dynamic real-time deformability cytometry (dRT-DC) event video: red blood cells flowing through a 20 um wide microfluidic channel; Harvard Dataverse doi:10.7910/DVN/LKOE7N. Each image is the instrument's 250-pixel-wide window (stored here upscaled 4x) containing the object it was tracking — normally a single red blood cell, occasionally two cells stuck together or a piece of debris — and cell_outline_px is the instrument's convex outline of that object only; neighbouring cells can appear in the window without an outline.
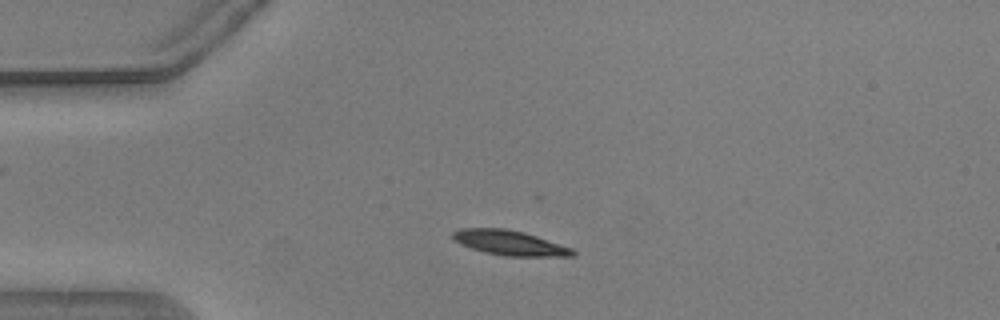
{"species": "common noctule bat (a hibernating species)", "species_latin": "Nyctalus noctula", "temperature_condition": "warm", "stored_images_in_passage": 43, "camera_frame_rate_fps": 3000, "um_per_image_px": 0.085, "animal": {"sex": "male", "body_mass_g": 20.5, "forearm_length_mm": 52.5}, "frame": {"image": 1, "passage_image": 1, "time_ms": 0.0, "image_size_px": [1000, 320], "cell_outline_px": [[576, 256], [504, 256], [484, 252], [460, 244], [452, 236], [452, 232], [460, 228], [504, 228], [524, 232], [572, 248], [576, 252]], "centroid_in_image_um": [43.32, 20.64], "position_along_channel_um": 41.7, "area_um2": 17.28}}
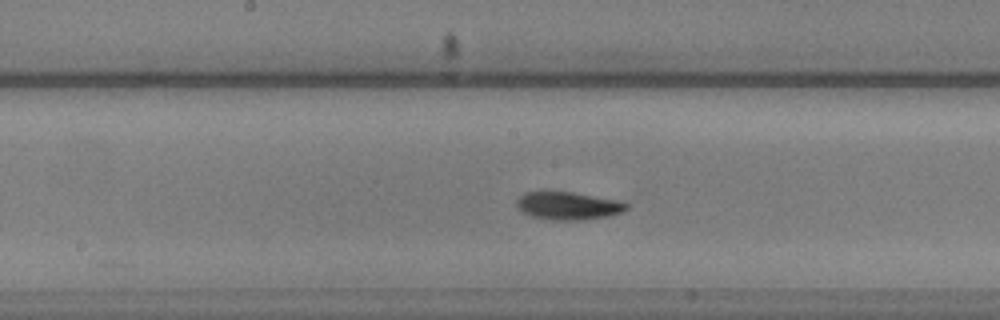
{"frame": {"image": 2, "passage_image": 16, "time_ms": 5.0, "image_size_px": [1000, 320], "cell_outline_px": [[628, 208], [620, 212], [608, 216], [584, 220], [552, 220], [532, 216], [520, 212], [516, 208], [516, 200], [524, 192], [572, 192], [624, 200], [628, 204]], "centroid_in_image_um": [48.3, 17.49], "position_along_channel_um": 199.9, "area_um2": 18.09}}
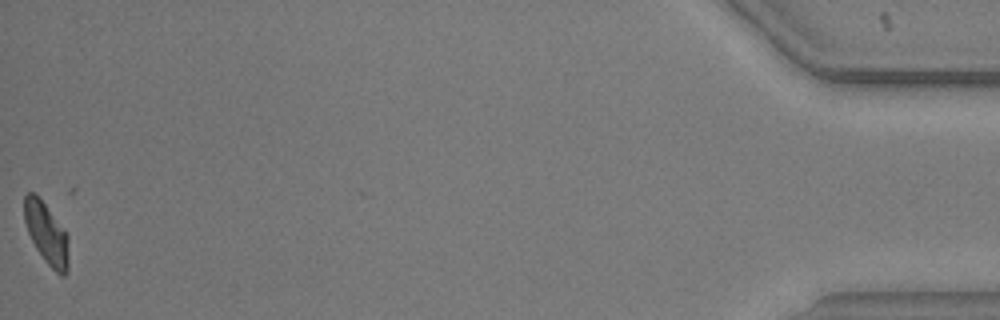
{"frame": {"image": 3, "passage_image": 43, "time_ms": 14.0, "image_size_px": [1000, 320], "cell_outline_px": [[68, 268], [64, 276], [60, 276], [44, 260], [36, 248], [28, 232], [24, 220], [24, 196], [28, 192], [32, 192], [44, 204], [68, 236]], "centroid_in_image_um": [3.94, 19.89], "position_along_channel_um": 431.3, "area_um2": 15.43}, "authors_computed_cell_mechanics": {"area_um2": 17.2244, "velocity_mm_per_s": 3.656, "shape_relaxation_time_tau1_ms": 2.1961, "shape_relaxation_time_tau2_ms": 7.8786, "deformation_change_tau1": 0.166, "deformation_change_tau2": 0.1258}}